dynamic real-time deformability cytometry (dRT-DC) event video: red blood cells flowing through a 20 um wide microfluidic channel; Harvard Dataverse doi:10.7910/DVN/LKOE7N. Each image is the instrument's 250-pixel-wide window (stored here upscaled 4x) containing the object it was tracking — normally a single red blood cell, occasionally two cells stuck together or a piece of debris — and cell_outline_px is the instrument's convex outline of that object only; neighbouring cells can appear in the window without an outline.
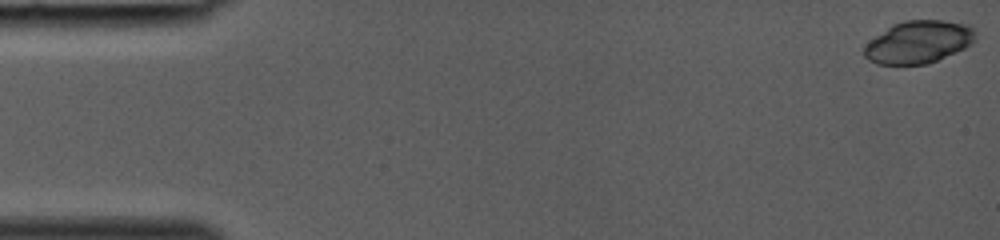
{"species": "common noctule bat (a hibernating species)", "species_latin": "Nyctalus noctula", "temperature_condition": "room temperature", "stored_images_in_passage": 39, "camera_frame_rate_fps": 3000, "um_per_image_px": 0.085, "animal": {"sex": "female", "body_mass_g": 19.0, "forearm_length_mm": 53.3}, "frame": {"image": 1, "passage_image": 1, "time_ms": 0.0, "image_size_px": [1000, 240], "cell_outline_px": [[976, 40], [972, 44], [964, 48], [928, 64], [876, 64], [868, 60], [864, 56], [864, 48], [876, 36], [892, 24], [904, 20], [940, 20], [968, 24], [976, 32]], "centroid_in_image_um": [78.1, 3.57], "position_along_channel_um": 6.9, "area_um2": 27.46}}
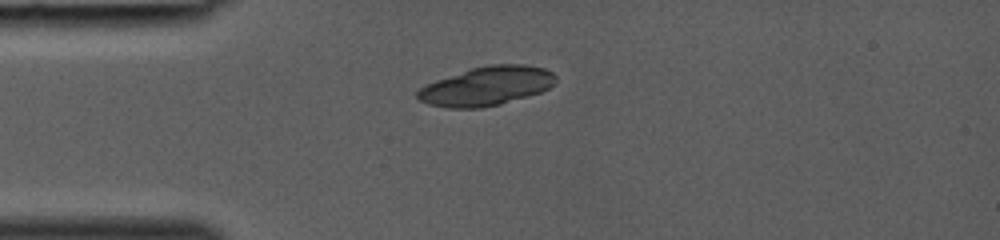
{"frame": {"image": 2, "passage_image": 11, "time_ms": 3.333, "image_size_px": [1000, 240], "cell_outline_px": [[556, 80], [548, 88], [540, 92], [528, 96], [500, 104], [480, 108], [448, 108], [428, 104], [420, 100], [416, 96], [416, 92], [420, 88], [436, 80], [472, 68], [488, 64], [524, 64], [544, 68], [552, 72], [556, 76]], "centroid_in_image_um": [41.36, 7.31], "position_along_channel_um": 43.6, "area_um2": 31.21}}